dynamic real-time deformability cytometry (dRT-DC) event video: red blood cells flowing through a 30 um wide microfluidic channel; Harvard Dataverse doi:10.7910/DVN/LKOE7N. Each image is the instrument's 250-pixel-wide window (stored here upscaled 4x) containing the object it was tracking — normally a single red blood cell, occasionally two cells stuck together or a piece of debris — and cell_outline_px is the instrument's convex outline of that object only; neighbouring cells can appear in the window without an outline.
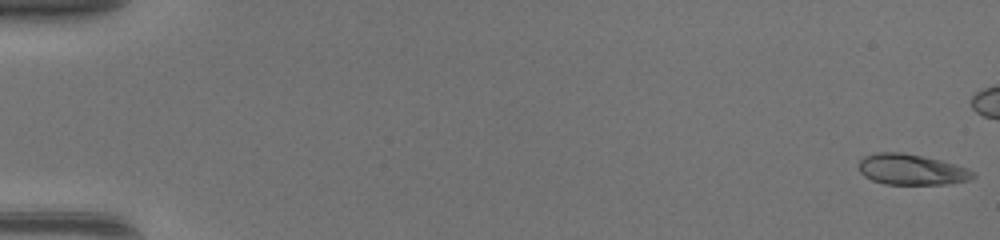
{"species": "common noctule bat (a hibernating species)", "species_latin": "Nyctalus noctula", "temperature_condition": "warm", "stored_images_in_passage": 40, "camera_frame_rate_fps": 3000, "um_per_image_px": 0.085, "animal": {"sex": "female", "body_mass_g": 17.0, "forearm_length_mm": 48.0}, "frame": {"image": 1, "passage_image": 1, "time_ms": 0.0, "image_size_px": [1000, 240], "cell_outline_px": [[976, 176], [968, 180], [948, 184], [884, 184], [872, 180], [864, 176], [860, 172], [856, 164], [864, 156], [880, 152], [900, 152], [940, 160], [956, 164], [968, 168], [976, 172]], "centroid_in_image_um": [77.47, 14.41], "position_along_channel_um": 7.5, "area_um2": 20.58}}
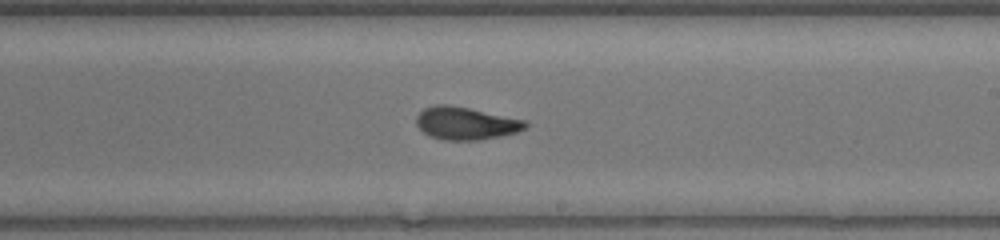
{"frame": {"image": 2, "passage_image": 30, "time_ms": 9.667, "image_size_px": [1000, 240], "cell_outline_px": [[528, 124], [524, 128], [516, 132], [500, 136], [480, 140], [444, 140], [428, 136], [416, 124], [416, 116], [424, 108], [436, 104], [448, 104], [528, 120]], "centroid_in_image_um": [39.58, 10.48], "position_along_channel_um": 249.4, "area_um2": 20.81}}
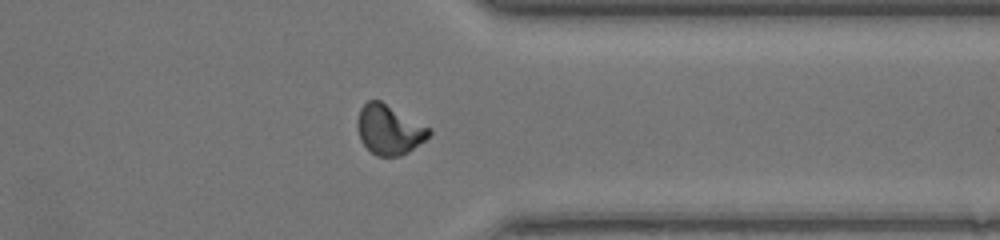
{"frame": {"image": 3, "passage_image": 39, "time_ms": 12.667, "image_size_px": [1000, 240], "cell_outline_px": [[432, 132], [424, 140], [408, 152], [400, 156], [376, 156], [360, 140], [356, 124], [356, 120], [360, 108], [368, 100], [380, 100], [432, 128]], "centroid_in_image_um": [33.07, 11.01], "position_along_channel_um": 378.3, "area_um2": 20.81}}